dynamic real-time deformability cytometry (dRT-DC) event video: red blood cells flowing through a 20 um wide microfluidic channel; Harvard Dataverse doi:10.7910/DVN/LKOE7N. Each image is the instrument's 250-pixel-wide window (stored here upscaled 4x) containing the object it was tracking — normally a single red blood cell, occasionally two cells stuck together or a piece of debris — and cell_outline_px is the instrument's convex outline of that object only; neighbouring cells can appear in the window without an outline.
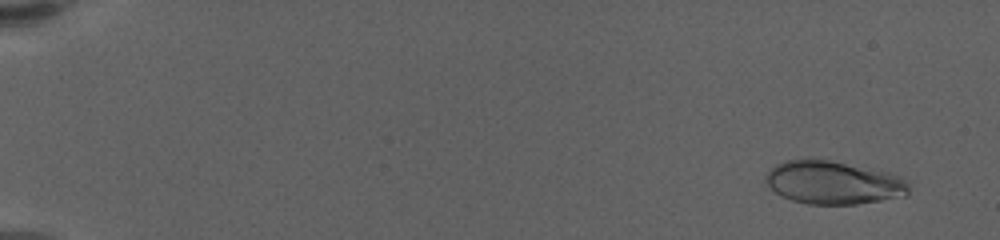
{"species": "human", "species_latin": "Homo sapiens", "temperature_condition": "warm", "stored_images_in_passage": 64, "camera_frame_rate_fps": 3000, "um_per_image_px": 0.085, "donor": {"sex": "female"}, "frame": {"image": 1, "passage_image": 5, "time_ms": 1.333, "image_size_px": [1000, 240], "cell_outline_px": [[908, 196], [856, 204], [808, 204], [792, 200], [776, 192], [764, 180], [764, 176], [776, 164], [784, 160], [828, 160], [888, 172], [900, 176], [908, 180]], "centroid_in_image_um": [70.87, 15.53], "position_along_channel_um": 14.1, "area_um2": 35.72}}
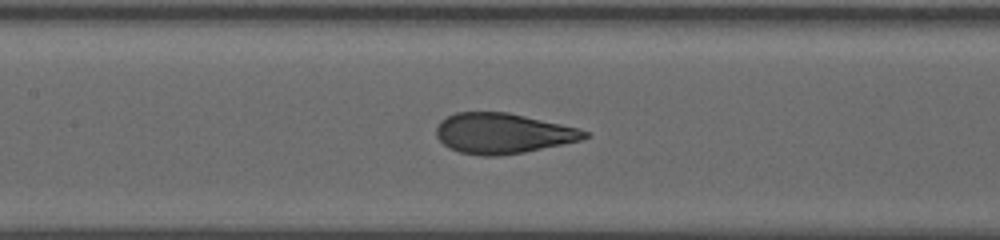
{"frame": {"image": 2, "passage_image": 33, "time_ms": 10.667, "image_size_px": [1000, 240], "cell_outline_px": [[592, 136], [580, 140], [524, 152], [500, 156], [480, 156], [460, 152], [448, 148], [436, 136], [436, 128], [440, 120], [456, 112], [508, 112], [560, 124], [576, 128], [588, 132]], "centroid_in_image_um": [42.7, 11.34], "position_along_channel_um": 164.7, "area_um2": 34.74}}
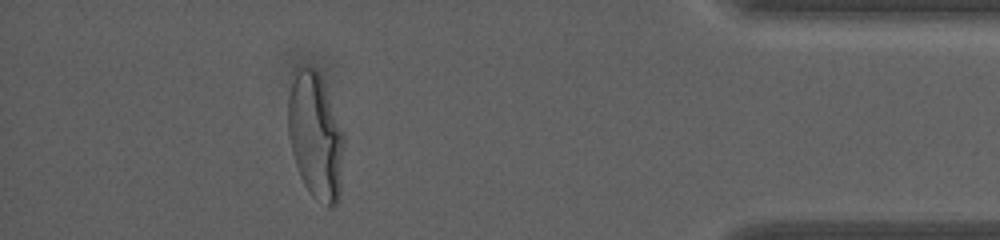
{"frame": {"image": 3, "passage_image": 58, "time_ms": 19.0, "image_size_px": [1000, 240], "cell_outline_px": [[344, 144], [340, 192], [336, 204], [332, 208], [328, 208], [312, 196], [304, 184], [300, 176], [292, 152], [288, 136], [288, 96], [292, 72], [296, 68], [304, 64], [308, 64], [316, 68], [320, 76], [344, 132]], "centroid_in_image_um": [26.8, 11.51], "position_along_channel_um": 408.4, "area_um2": 41.67}, "authors_computed_cell_mechanics": {"area_um2": 35.6048, "velocity_mm_per_s": 3.3928, "shape_relaxation_time_tau1_ms": 4.8772, "shape_relaxation_time_tau2_ms": null, "deformation_change_tau1": 0.2289, "deformation_change_tau2": null}}